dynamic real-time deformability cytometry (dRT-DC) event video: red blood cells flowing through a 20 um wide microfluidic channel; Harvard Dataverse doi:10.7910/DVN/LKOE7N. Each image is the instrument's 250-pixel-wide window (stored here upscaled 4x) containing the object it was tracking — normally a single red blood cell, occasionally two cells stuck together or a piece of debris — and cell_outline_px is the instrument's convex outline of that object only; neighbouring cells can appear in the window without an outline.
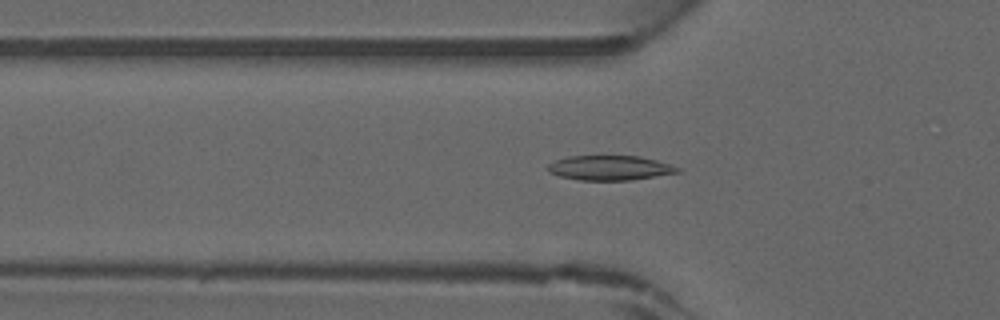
{"species": "common noctule bat (a hibernating species)", "species_latin": "Nyctalus noctula", "temperature_condition": "warm", "stored_images_in_passage": 45, "camera_frame_rate_fps": 3000, "um_per_image_px": 0.085, "animal": {"sex": "male", "forearm_length_mm": 52.5}, "frame": {"image": 1, "passage_image": 15, "time_ms": 4.667, "image_size_px": [1000, 320], "cell_outline_px": [[680, 172], [632, 180], [580, 180], [560, 176], [548, 172], [548, 164], [556, 160], [568, 156], [640, 156], [656, 160], [680, 168]], "centroid_in_image_um": [51.83, 14.27], "position_along_channel_um": 74.0, "area_um2": 18.55}}
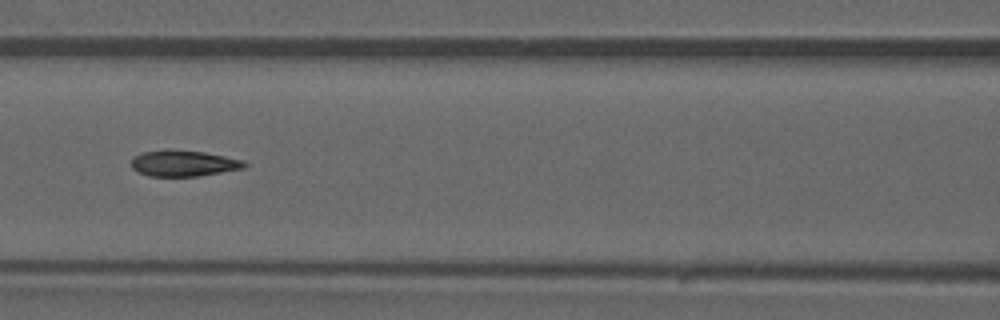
{"frame": {"image": 2, "passage_image": 20, "time_ms": 6.333, "image_size_px": [1000, 320], "cell_outline_px": [[248, 164], [244, 168], [200, 176], [148, 176], [136, 172], [132, 168], [132, 156], [144, 152], [168, 148], [204, 152], [244, 160]], "centroid_in_image_um": [15.58, 13.87], "position_along_channel_um": 151.0, "area_um2": 17.46}}
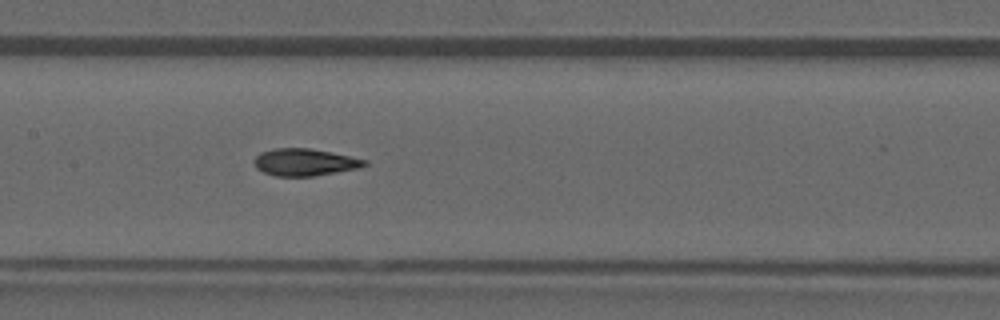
{"frame": {"image": 3, "passage_image": 22, "time_ms": 7.0, "image_size_px": [1000, 320], "cell_outline_px": [[368, 164], [360, 168], [312, 176], [276, 176], [264, 172], [256, 168], [256, 156], [260, 152], [272, 148], [308, 148], [332, 152], [368, 160]], "centroid_in_image_um": [25.93, 13.78], "position_along_channel_um": 181.5, "area_um2": 17.4}}